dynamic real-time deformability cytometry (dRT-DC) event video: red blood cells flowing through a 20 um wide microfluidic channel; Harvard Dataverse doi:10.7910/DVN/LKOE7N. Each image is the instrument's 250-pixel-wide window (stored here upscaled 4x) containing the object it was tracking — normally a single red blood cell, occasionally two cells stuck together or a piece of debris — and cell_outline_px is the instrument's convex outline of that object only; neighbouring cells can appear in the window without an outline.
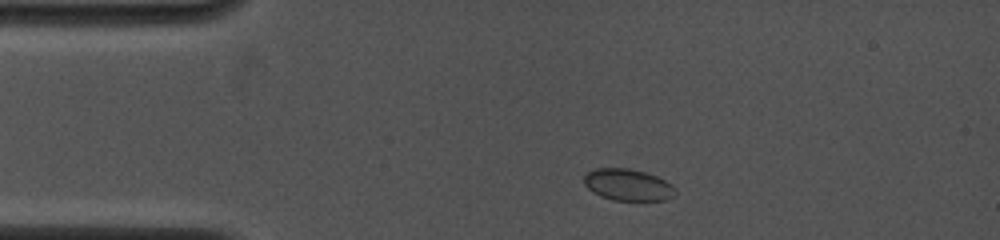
{"species": "common noctule bat (a hibernating species)", "species_latin": "Nyctalus noctula", "temperature_condition": "cold", "stored_images_in_passage": 15, "camera_frame_rate_fps": 4000, "um_per_image_px": 0.085, "animal": {"sex": "female", "body_mass_g": 19.0, "forearm_length_mm": 53.3}, "frame": {"image": 1, "passage_image": 1, "time_ms": 0.0, "image_size_px": [1000, 240], "cell_outline_px": [[676, 196], [668, 200], [612, 200], [600, 196], [592, 192], [584, 184], [584, 176], [588, 172], [596, 168], [628, 168], [644, 172], [656, 176], [672, 184], [676, 188]], "centroid_in_image_um": [53.4, 15.72], "position_along_channel_um": 31.6, "area_um2": 16.99}}
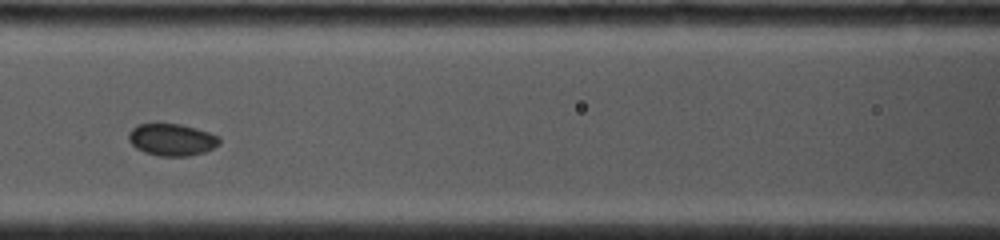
{"frame": {"image": 2, "passage_image": 9, "time_ms": 4.0, "image_size_px": [1000, 240], "cell_outline_px": [[220, 144], [204, 152], [188, 156], [160, 156], [144, 152], [136, 148], [128, 140], [128, 132], [136, 124], [180, 124], [196, 128], [220, 136]], "centroid_in_image_um": [14.6, 11.87], "position_along_channel_um": 152.0, "area_um2": 16.99}}
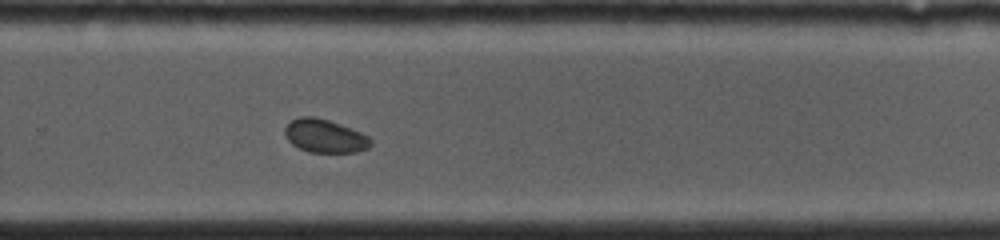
{"frame": {"image": 3, "passage_image": 15, "time_ms": 7.75, "image_size_px": [1000, 240], "cell_outline_px": [[372, 144], [368, 148], [356, 152], [308, 152], [292, 144], [288, 140], [284, 132], [284, 128], [292, 120], [300, 116], [316, 116], [340, 124], [360, 132], [368, 136], [372, 140]], "centroid_in_image_um": [27.61, 11.55], "position_along_channel_um": 302.2, "area_um2": 16.65}}